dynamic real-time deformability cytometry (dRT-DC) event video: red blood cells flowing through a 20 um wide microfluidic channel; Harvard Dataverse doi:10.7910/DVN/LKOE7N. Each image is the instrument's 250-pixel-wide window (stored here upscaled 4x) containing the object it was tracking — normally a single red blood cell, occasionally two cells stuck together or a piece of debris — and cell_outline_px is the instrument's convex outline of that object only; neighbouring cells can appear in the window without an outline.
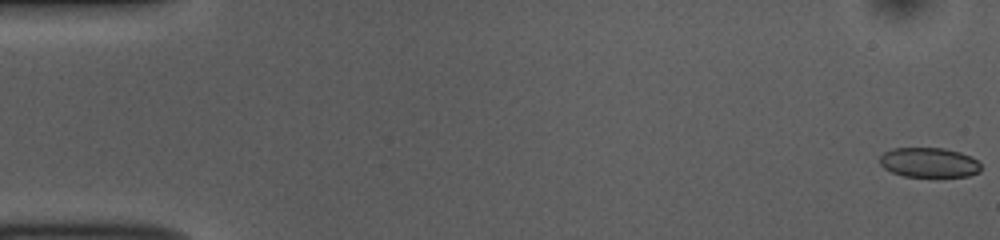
{"species": "common noctule bat (a hibernating species)", "species_latin": "Nyctalus noctula", "temperature_condition": "room temperature", "stored_images_in_passage": 53, "camera_frame_rate_fps": 3000, "um_per_image_px": 0.085, "animal": {"sex": "female", "body_mass_g": 10.0, "forearm_length_mm": 53.1}, "frame": {"image": 1, "passage_image": 1, "time_ms": 0.0, "image_size_px": [1000, 240], "cell_outline_px": [[980, 172], [968, 176], [904, 176], [892, 172], [884, 168], [880, 164], [880, 156], [884, 152], [892, 148], [944, 148], [960, 152], [972, 156], [980, 164]], "centroid_in_image_um": [78.97, 13.8], "position_along_channel_um": 6.0, "area_um2": 17.51}}
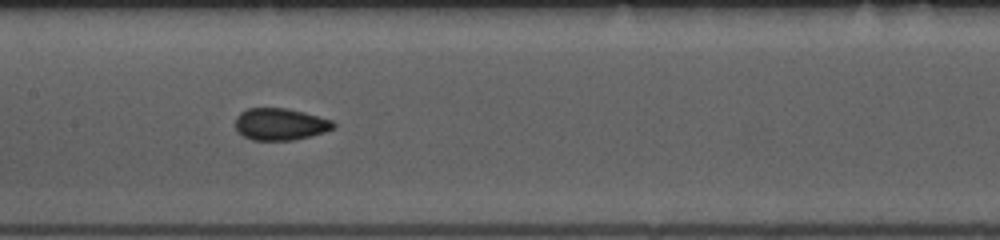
{"frame": {"image": 2, "passage_image": 26, "time_ms": 8.333, "image_size_px": [1000, 240], "cell_outline_px": [[336, 124], [332, 128], [324, 132], [292, 140], [252, 140], [244, 136], [236, 128], [236, 116], [240, 112], [248, 108], [288, 108], [304, 112], [332, 120]], "centroid_in_image_um": [23.8, 10.54], "position_along_channel_um": 183.6, "area_um2": 18.09}}
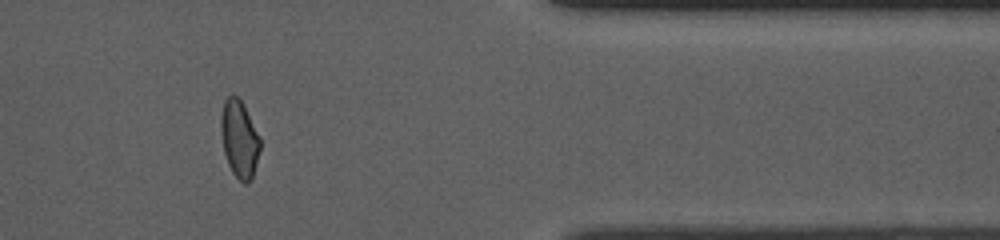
{"frame": {"image": 3, "passage_image": 44, "time_ms": 14.333, "image_size_px": [1000, 240], "cell_outline_px": [[260, 148], [252, 180], [248, 184], [244, 184], [232, 172], [228, 164], [224, 152], [220, 128], [220, 116], [224, 100], [232, 92], [244, 104], [260, 136]], "centroid_in_image_um": [20.34, 11.79], "position_along_channel_um": 391.1, "area_um2": 17.92}, "authors_computed_cell_mechanics": {"area_um2": 18.1492, "velocity_mm_per_s": 3.8361, "shape_relaxation_time_tau1_ms": null, "shape_relaxation_time_tau2_ms": 1.2686, "deformation_change_tau1": null, "deformation_change_tau2": 0.0472}}